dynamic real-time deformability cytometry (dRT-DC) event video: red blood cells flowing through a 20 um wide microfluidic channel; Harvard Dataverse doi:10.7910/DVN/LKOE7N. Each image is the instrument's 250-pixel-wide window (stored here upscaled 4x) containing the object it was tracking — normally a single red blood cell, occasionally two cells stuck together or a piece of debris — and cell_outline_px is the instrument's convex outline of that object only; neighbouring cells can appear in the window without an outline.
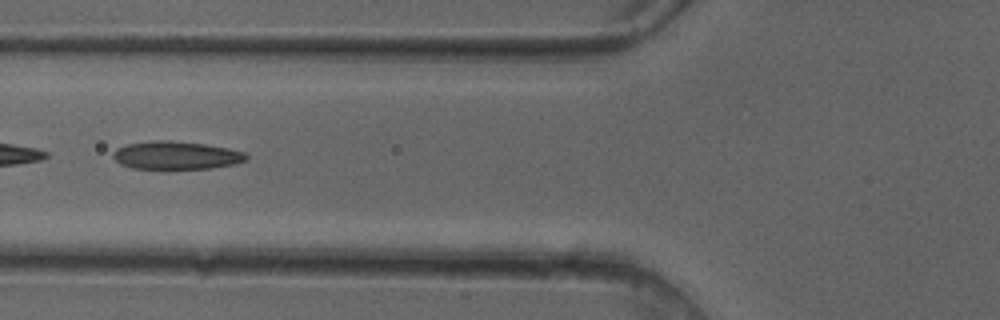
{"species": "common noctule bat (a hibernating species)", "species_latin": "Nyctalus noctula", "temperature_condition": "cold", "stored_images_in_passage": 42, "camera_frame_rate_fps": 3000, "um_per_image_px": 0.085, "animal": {"sex": "female"}, "frame": {"image": 1, "passage_image": 13, "time_ms": 4.0, "image_size_px": [1000, 320], "cell_outline_px": [[248, 160], [236, 164], [212, 168], [132, 168], [120, 164], [112, 156], [112, 152], [116, 148], [128, 144], [152, 140], [168, 140], [204, 144], [228, 148], [244, 152], [248, 156]], "centroid_in_image_um": [14.98, 13.2], "position_along_channel_um": 110.8, "area_um2": 21.73}}
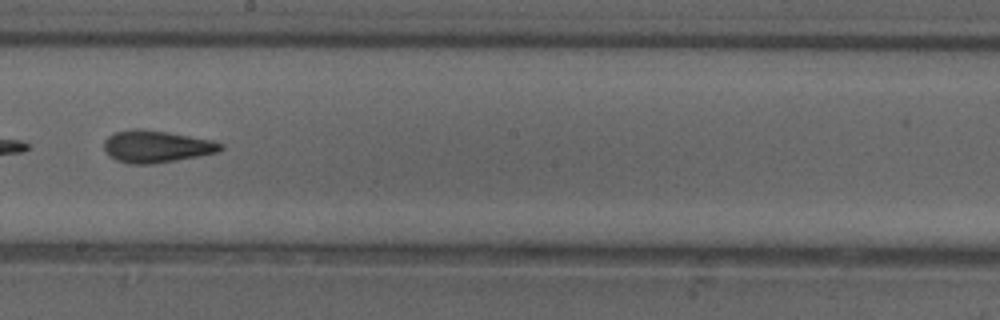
{"frame": {"image": 2, "passage_image": 22, "time_ms": 7.0, "image_size_px": [1000, 320], "cell_outline_px": [[224, 148], [220, 152], [200, 156], [152, 164], [128, 164], [116, 160], [108, 156], [104, 148], [104, 140], [108, 136], [116, 132], [136, 128], [164, 132], [212, 140], [224, 144]], "centroid_in_image_um": [13.29, 12.47], "position_along_channel_um": 234.9, "area_um2": 21.79}}
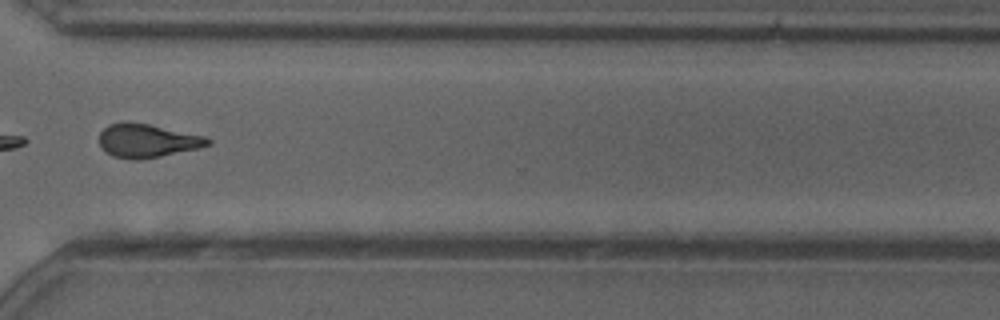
{"frame": {"image": 3, "passage_image": 31, "time_ms": 10.0, "image_size_px": [1000, 320], "cell_outline_px": [[212, 144], [196, 148], [160, 156], [140, 160], [136, 160], [112, 156], [104, 152], [100, 144], [100, 132], [108, 124], [128, 120], [208, 136], [212, 140]], "centroid_in_image_um": [12.51, 11.94], "position_along_channel_um": 358.1, "area_um2": 21.44}, "authors_computed_cell_mechanics": {"area_um2": 21.4438, "velocity_mm_per_s": 4.1255, "shape_relaxation_time_tau1_ms": 9.7181, "shape_relaxation_time_tau2_ms": 2.5485, "deformation_change_tau1": 0.2293, "deformation_change_tau2": 0.1028}}